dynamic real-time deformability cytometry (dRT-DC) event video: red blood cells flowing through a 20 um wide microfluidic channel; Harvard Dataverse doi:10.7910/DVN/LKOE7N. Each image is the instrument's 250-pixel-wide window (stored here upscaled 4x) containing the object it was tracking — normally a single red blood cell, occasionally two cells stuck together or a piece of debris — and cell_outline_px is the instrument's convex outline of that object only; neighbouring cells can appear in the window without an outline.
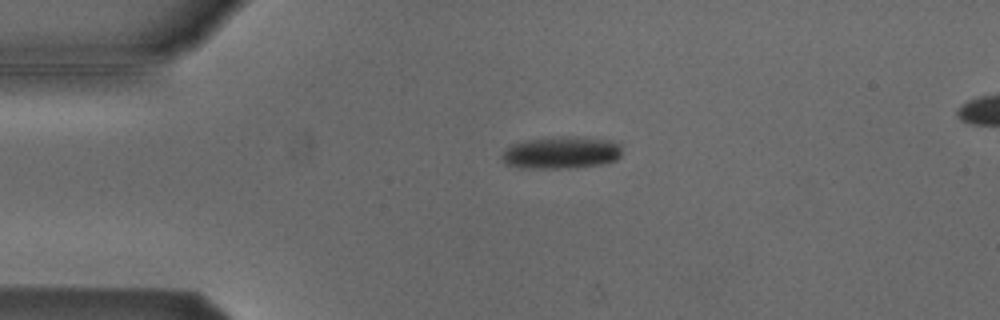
{"species": "Egyptian fruit bat (a non-hibernating species)", "species_latin": "Rousettus aegyptiacus", "temperature_condition": "cold", "stored_images_in_passage": 4, "camera_frame_rate_fps": 3000, "um_per_image_px": 0.085, "animal": {"sex": "male"}, "frame": {"image": 1, "passage_image": 2, "time_ms": 0.333, "image_size_px": [1000, 320], "cell_outline_px": [[620, 156], [616, 160], [604, 164], [576, 168], [520, 168], [504, 164], [500, 156], [500, 152], [512, 144], [524, 140], [572, 136], [612, 140], [620, 144]], "centroid_in_image_um": [47.67, 12.99], "position_along_channel_um": 37.3, "area_um2": 22.89}}